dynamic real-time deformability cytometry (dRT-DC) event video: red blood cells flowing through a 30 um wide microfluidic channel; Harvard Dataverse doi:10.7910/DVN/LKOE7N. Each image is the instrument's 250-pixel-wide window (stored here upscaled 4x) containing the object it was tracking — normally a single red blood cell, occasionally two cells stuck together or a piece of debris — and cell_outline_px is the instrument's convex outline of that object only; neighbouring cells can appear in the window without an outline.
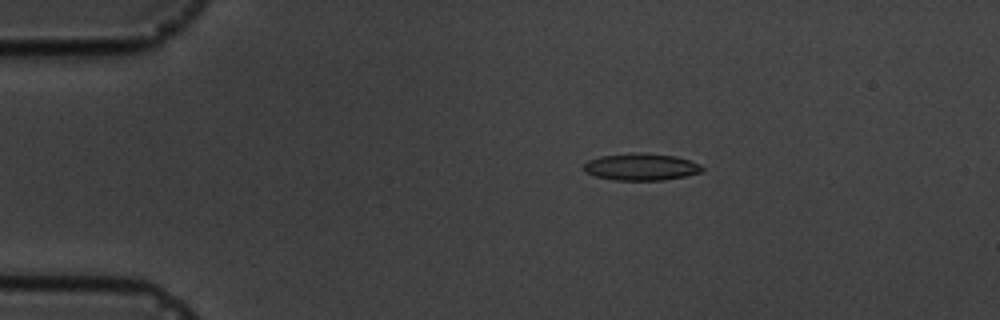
{"species": "common noctule bat (a hibernating species)", "species_latin": "Nyctalus noctula", "temperature_condition": "cold", "stored_images_in_passage": 6, "camera_frame_rate_fps": 3000, "um_per_image_px": 0.085, "animal": {"sex": "male", "body_mass_g": 19.5, "forearm_length_mm": 54.6}, "frame": {"image": 1, "passage_image": 3, "time_ms": 3.333, "image_size_px": [1000, 320], "cell_outline_px": [[704, 168], [700, 172], [684, 176], [664, 180], [616, 180], [596, 176], [584, 172], [584, 164], [588, 160], [600, 156], [632, 152], [636, 152], [676, 156], [700, 164]], "centroid_in_image_um": [54.47, 14.18], "position_along_channel_um": 30.5, "area_um2": 18.55}}
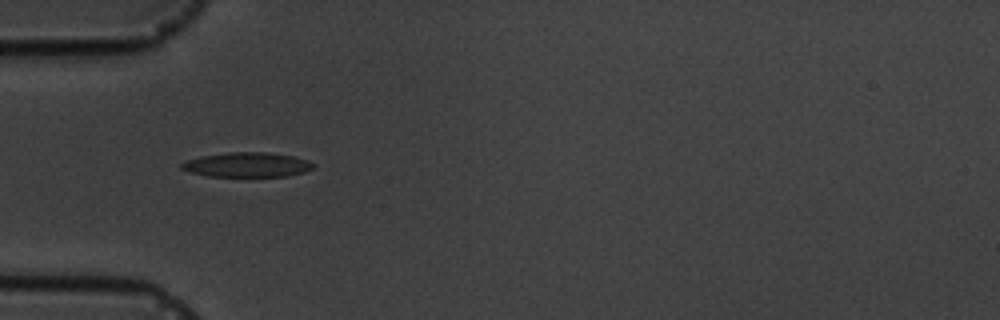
{"frame": {"image": 2, "passage_image": 5, "time_ms": 5.667, "image_size_px": [1000, 320], "cell_outline_px": [[312, 168], [304, 172], [288, 176], [208, 176], [192, 172], [180, 168], [180, 164], [184, 160], [200, 156], [228, 152], [264, 152], [292, 156], [308, 160], [312, 164]], "centroid_in_image_um": [20.95, 14.0], "position_along_channel_um": 64.0, "area_um2": 18.79}}
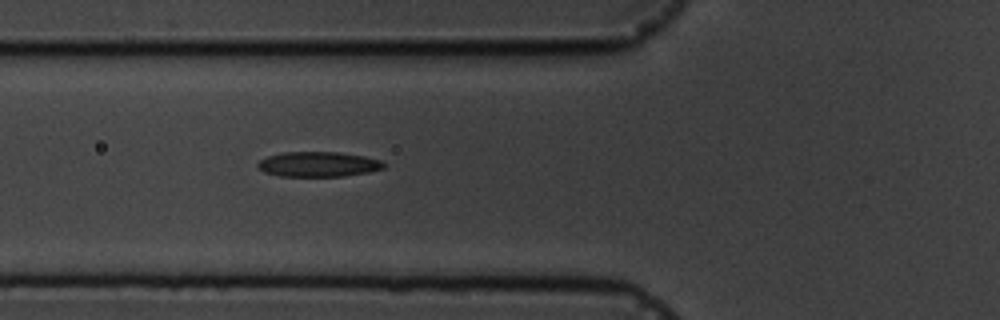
{"frame": {"image": 3, "passage_image": 6, "time_ms": 6.667, "image_size_px": [1000, 320], "cell_outline_px": [[384, 168], [368, 172], [344, 176], [280, 176], [264, 172], [256, 168], [256, 164], [260, 160], [268, 156], [284, 152], [340, 152], [364, 156], [380, 160], [384, 164]], "centroid_in_image_um": [27.02, 13.96], "position_along_channel_um": 98.8, "area_um2": 18.38}}